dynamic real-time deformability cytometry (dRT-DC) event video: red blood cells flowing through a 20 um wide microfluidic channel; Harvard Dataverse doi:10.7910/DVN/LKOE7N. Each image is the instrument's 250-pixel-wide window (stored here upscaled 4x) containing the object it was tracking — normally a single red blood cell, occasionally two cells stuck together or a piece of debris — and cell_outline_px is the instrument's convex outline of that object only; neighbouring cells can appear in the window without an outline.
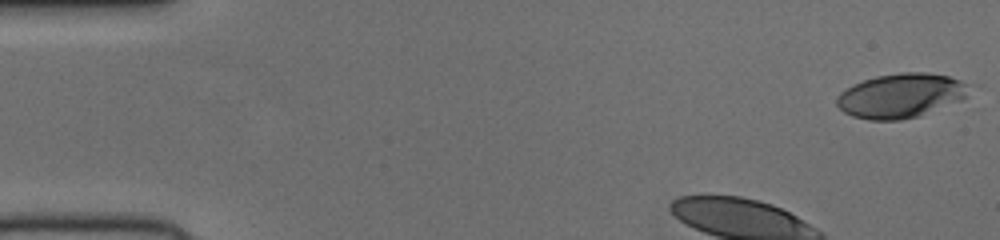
{"species": "human", "species_latin": "Homo sapiens", "temperature_condition": "cold", "stored_images_in_passage": 37, "camera_frame_rate_fps": 3000, "um_per_image_px": 0.085, "donor": {"sex": "female"}, "frame": {"image": 1, "passage_image": 1, "time_ms": 0.0, "image_size_px": [1000, 240], "cell_outline_px": [[964, 96], [960, 100], [920, 116], [900, 120], [868, 120], [852, 116], [844, 112], [836, 104], [836, 100], [840, 92], [864, 80], [876, 76], [904, 72], [924, 72], [948, 76], [964, 84]], "centroid_in_image_um": [76.48, 8.15], "position_along_channel_um": 8.5, "area_um2": 33.41}}
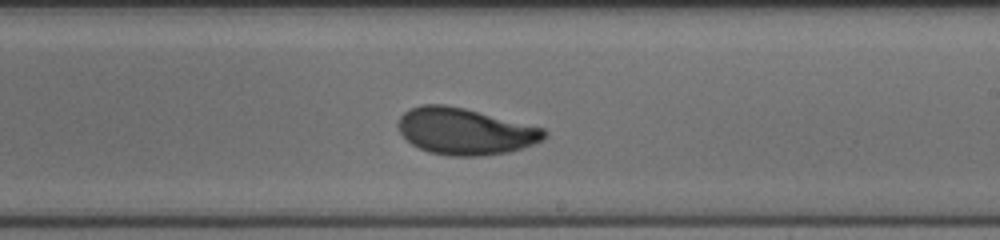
{"frame": {"image": 2, "passage_image": 25, "time_ms": 8.0, "image_size_px": [1000, 240], "cell_outline_px": [[548, 136], [544, 140], [508, 152], [484, 156], [448, 156], [428, 152], [412, 144], [400, 132], [400, 116], [404, 112], [412, 108], [424, 104], [440, 104], [464, 108], [544, 128], [548, 132]], "centroid_in_image_um": [39.57, 11.17], "position_along_channel_um": 249.4, "area_um2": 39.36}}
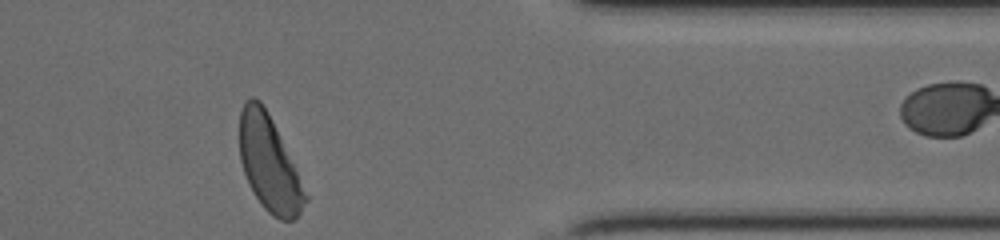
{"frame": {"image": 3, "passage_image": 37, "time_ms": 12.0, "image_size_px": [1000, 240], "cell_outline_px": [[308, 200], [300, 212], [292, 220], [280, 220], [272, 216], [264, 208], [248, 184], [240, 160], [240, 112], [244, 104], [252, 96], [260, 100], [268, 112], [272, 120], [308, 196]], "centroid_in_image_um": [22.86, 13.93], "position_along_channel_um": 388.5, "area_um2": 35.78}}